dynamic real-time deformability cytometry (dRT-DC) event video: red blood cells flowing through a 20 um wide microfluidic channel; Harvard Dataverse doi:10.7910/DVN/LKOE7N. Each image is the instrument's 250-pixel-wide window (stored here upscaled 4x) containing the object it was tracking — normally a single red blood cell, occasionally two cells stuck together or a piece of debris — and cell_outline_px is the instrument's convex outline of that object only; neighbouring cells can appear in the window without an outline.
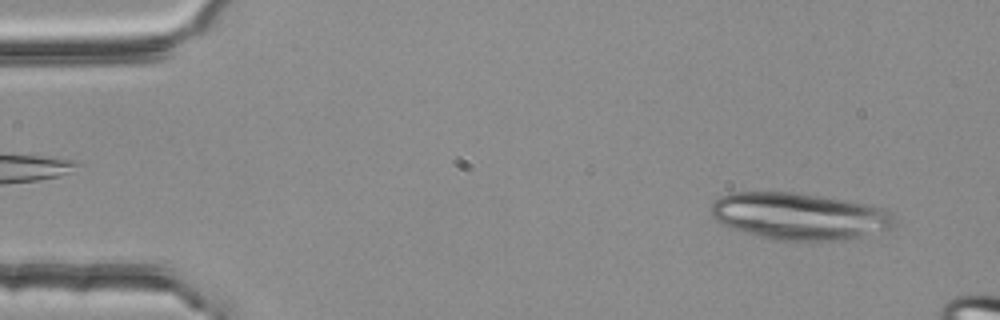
{"species": "common noctule bat (a hibernating species)", "species_latin": "Nyctalus noctula", "temperature_condition": "room temperature", "stored_images_in_passage": 14, "camera_frame_rate_fps": 3000, "um_per_image_px": 0.085, "animal": {"sex": "female", "body_mass_g": 25.1}, "frame": {"image": 1, "passage_image": 3, "time_ms": 0.667, "image_size_px": [1000, 320], "cell_outline_px": [[896, 224], [892, 228], [860, 236], [836, 240], [772, 240], [756, 236], [732, 228], [712, 220], [708, 212], [712, 200], [720, 196], [732, 192], [796, 192], [844, 200], [884, 208], [896, 220]], "centroid_in_image_um": [67.83, 18.37], "position_along_channel_um": 17.2, "area_um2": 50.29}}